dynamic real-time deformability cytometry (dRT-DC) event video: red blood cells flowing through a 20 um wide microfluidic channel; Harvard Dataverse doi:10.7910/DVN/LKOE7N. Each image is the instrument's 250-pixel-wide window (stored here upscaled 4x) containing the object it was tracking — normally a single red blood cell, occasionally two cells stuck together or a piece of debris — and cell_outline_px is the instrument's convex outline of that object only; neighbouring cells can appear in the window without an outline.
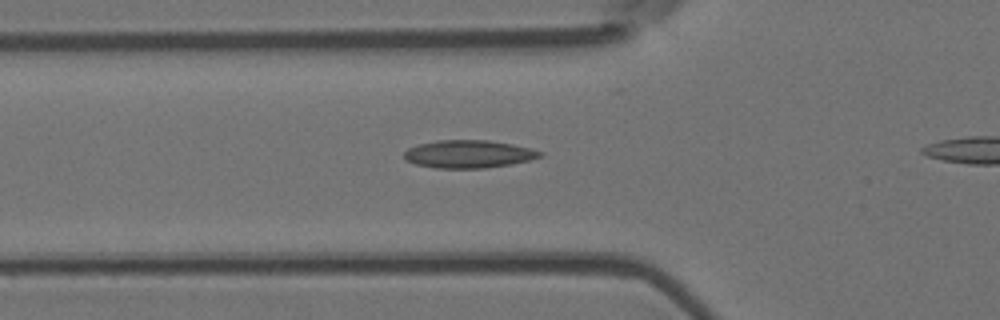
{"species": "Egyptian fruit bat (a non-hibernating species)", "species_latin": "Rousettus aegyptiacus", "temperature_condition": "room temperature", "stored_images_in_passage": 32, "camera_frame_rate_fps": 3000, "um_per_image_px": 0.085, "animal": {"sex": "female"}, "frame": {"image": 1, "passage_image": 6, "time_ms": 1.667, "image_size_px": [1000, 320], "cell_outline_px": [[544, 156], [532, 160], [512, 164], [484, 168], [436, 168], [416, 164], [404, 160], [404, 152], [408, 148], [420, 144], [436, 140], [488, 140], [512, 144], [532, 148], [544, 152]], "centroid_in_image_um": [39.88, 13.09], "position_along_channel_um": 85.9, "area_um2": 22.25}}
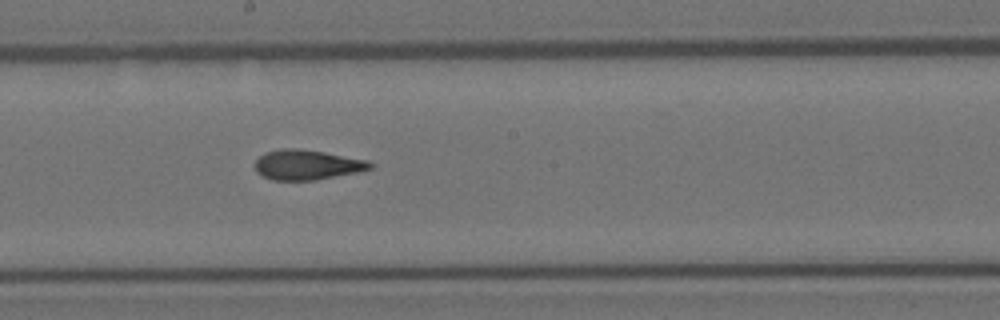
{"frame": {"image": 2, "passage_image": 17, "time_ms": 5.333, "image_size_px": [1000, 320], "cell_outline_px": [[376, 164], [372, 168], [356, 172], [316, 180], [272, 180], [256, 172], [256, 160], [264, 152], [280, 148], [300, 148], [324, 152], [368, 160]], "centroid_in_image_um": [26.1, 13.99], "position_along_channel_um": 222.1, "area_um2": 20.17}}
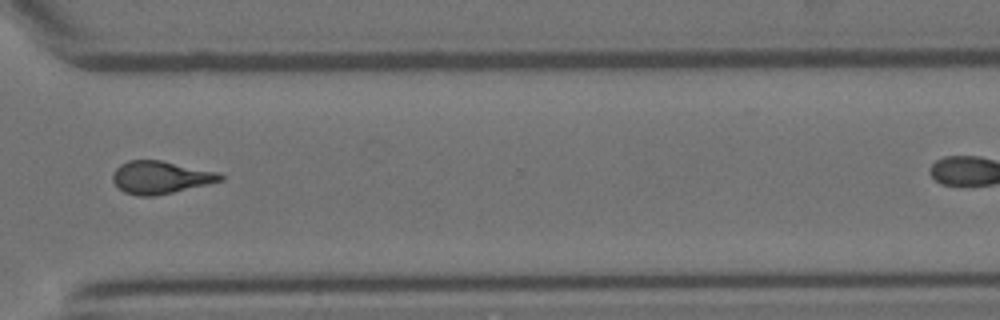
{"frame": {"image": 3, "passage_image": 28, "time_ms": 9.0, "image_size_px": [1000, 320], "cell_outline_px": [[224, 180], [208, 184], [172, 192], [152, 196], [136, 196], [124, 192], [112, 180], [112, 176], [116, 168], [120, 164], [128, 160], [160, 160], [220, 172], [224, 176]], "centroid_in_image_um": [13.65, 15.07], "position_along_channel_um": 356.9, "area_um2": 20.46}}